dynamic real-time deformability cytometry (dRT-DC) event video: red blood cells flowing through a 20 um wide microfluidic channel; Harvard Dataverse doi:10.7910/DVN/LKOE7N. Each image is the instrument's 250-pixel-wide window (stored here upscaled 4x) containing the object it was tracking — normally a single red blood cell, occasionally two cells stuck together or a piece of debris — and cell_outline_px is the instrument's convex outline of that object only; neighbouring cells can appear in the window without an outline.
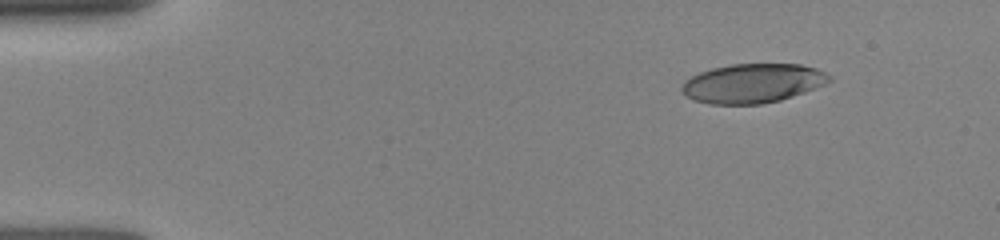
{"species": "human", "species_latin": "Homo sapiens", "temperature_condition": "room temperature", "stored_images_in_passage": 8, "camera_frame_rate_fps": 3000, "um_per_image_px": 0.085, "donor": {"sex": "female"}, "frame": {"image": 1, "passage_image": 1, "time_ms": 0.0, "image_size_px": [1000, 240], "cell_outline_px": [[832, 80], [824, 84], [804, 92], [780, 100], [760, 104], [708, 104], [684, 96], [680, 88], [684, 80], [700, 72], [712, 68], [732, 64], [800, 64], [816, 68], [832, 76]], "centroid_in_image_um": [63.95, 7.08], "position_along_channel_um": 21.0, "area_um2": 33.7}}
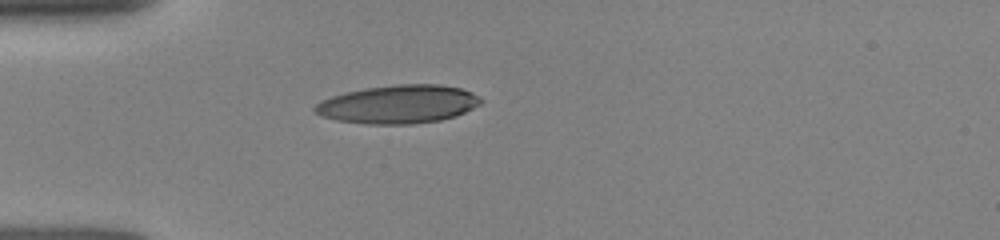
{"frame": {"image": 2, "passage_image": 5, "time_ms": 2.667, "image_size_px": [1000, 240], "cell_outline_px": [[484, 100], [480, 104], [456, 116], [440, 120], [412, 124], [368, 124], [336, 120], [320, 116], [312, 108], [316, 104], [332, 96], [364, 88], [396, 84], [440, 84], [460, 88], [472, 92], [480, 96]], "centroid_in_image_um": [33.88, 8.86], "position_along_channel_um": 51.1, "area_um2": 37.11}}
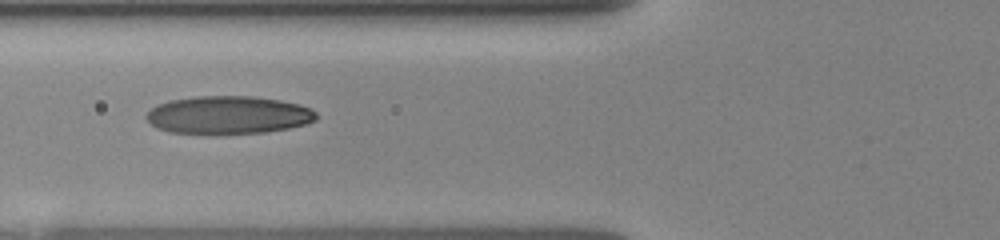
{"frame": {"image": 3, "passage_image": 7, "time_ms": 4.333, "image_size_px": [1000, 240], "cell_outline_px": [[316, 120], [304, 124], [288, 128], [264, 132], [168, 132], [156, 128], [144, 116], [152, 108], [168, 100], [196, 96], [252, 96], [280, 100], [296, 104], [308, 108], [316, 112]], "centroid_in_image_um": [19.38, 9.75], "position_along_channel_um": 106.4, "area_um2": 36.76}}